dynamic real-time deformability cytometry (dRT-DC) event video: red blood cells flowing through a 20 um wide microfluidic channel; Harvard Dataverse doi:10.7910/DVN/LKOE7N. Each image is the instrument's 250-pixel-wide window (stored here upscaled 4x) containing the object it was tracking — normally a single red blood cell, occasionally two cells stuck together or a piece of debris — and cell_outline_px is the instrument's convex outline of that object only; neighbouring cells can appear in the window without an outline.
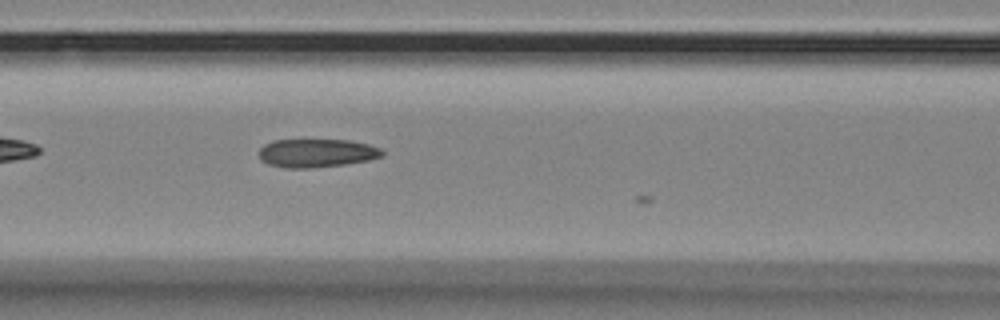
{"species": "Egyptian fruit bat (a non-hibernating species)", "species_latin": "Rousettus aegyptiacus", "temperature_condition": "room temperature", "stored_images_in_passage": 16, "camera_frame_rate_fps": 3000, "um_per_image_px": 0.085, "animal": {"sex": "female"}, "frame": {"image": 1, "passage_image": 15, "time_ms": 4.667, "image_size_px": [1000, 320], "cell_outline_px": [[384, 156], [368, 160], [344, 164], [312, 168], [288, 168], [268, 164], [260, 160], [260, 148], [264, 144], [272, 140], [348, 140], [368, 144], [380, 148], [384, 152]], "centroid_in_image_um": [26.91, 13.01], "position_along_channel_um": 139.7, "area_um2": 20.4}}